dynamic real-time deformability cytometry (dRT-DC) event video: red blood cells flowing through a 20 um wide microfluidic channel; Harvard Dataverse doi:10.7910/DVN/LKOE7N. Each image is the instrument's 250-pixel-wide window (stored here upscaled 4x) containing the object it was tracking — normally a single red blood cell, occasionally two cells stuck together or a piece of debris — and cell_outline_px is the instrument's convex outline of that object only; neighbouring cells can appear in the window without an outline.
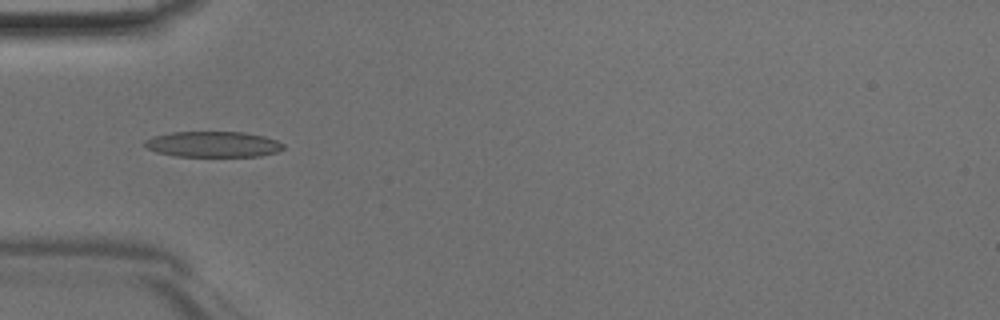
{"species": "Egyptian fruit bat (a non-hibernating species)", "species_latin": "Rousettus aegyptiacus", "temperature_condition": "room temperature", "stored_images_in_passage": 44, "camera_frame_rate_fps": 3000, "um_per_image_px": 0.085, "animal": {"sex": "male"}, "frame": {"image": 1, "passage_image": 13, "time_ms": 4.0, "image_size_px": [1000, 320], "cell_outline_px": [[284, 148], [276, 152], [260, 156], [176, 156], [156, 152], [148, 148], [144, 144], [144, 140], [152, 136], [172, 132], [244, 132], [264, 136], [276, 140], [284, 144]], "centroid_in_image_um": [18.1, 12.26], "position_along_channel_um": 66.9, "area_um2": 20.75}}
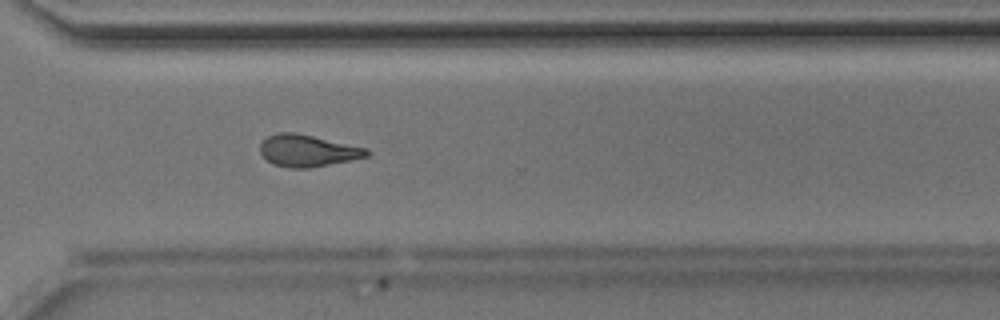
{"frame": {"image": 2, "passage_image": 32, "time_ms": 10.333, "image_size_px": [1000, 320], "cell_outline_px": [[372, 152], [368, 156], [308, 168], [288, 168], [272, 164], [260, 152], [260, 144], [268, 136], [276, 132], [296, 132], [368, 148]], "centroid_in_image_um": [26.14, 12.79], "position_along_channel_um": 344.5, "area_um2": 19.77}}